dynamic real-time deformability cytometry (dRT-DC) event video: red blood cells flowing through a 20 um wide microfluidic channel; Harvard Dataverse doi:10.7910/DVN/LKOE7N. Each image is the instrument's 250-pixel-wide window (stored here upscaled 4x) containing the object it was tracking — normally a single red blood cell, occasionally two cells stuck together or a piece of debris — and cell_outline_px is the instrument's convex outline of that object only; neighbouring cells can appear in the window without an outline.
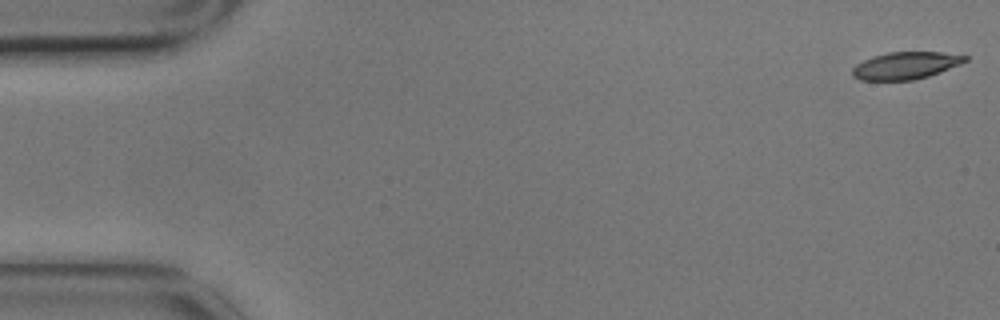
{"species": "common noctule bat (a hibernating species)", "species_latin": "Nyctalus noctula", "temperature_condition": "cold", "stored_images_in_passage": 12, "camera_frame_rate_fps": 3000, "um_per_image_px": 0.085, "animal": {"sex": "male", "body_mass_g": 17.9}, "frame": {"image": 1, "passage_image": 1, "time_ms": 0.0, "image_size_px": [1000, 320], "cell_outline_px": [[968, 60], [960, 64], [940, 72], [928, 76], [912, 80], [860, 80], [852, 76], [852, 68], [856, 64], [872, 56], [888, 52], [940, 52], [968, 56]], "centroid_in_image_um": [76.96, 5.57], "position_along_channel_um": 8.0, "area_um2": 17.86}}
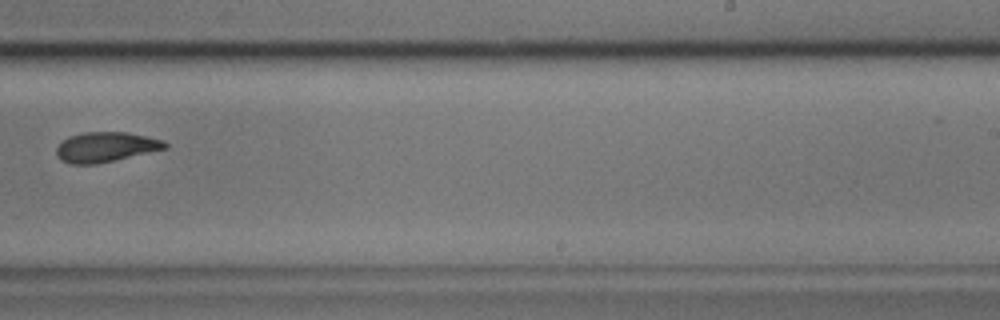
{"frame": {"image": 2, "passage_image": 10, "time_ms": 3.0, "image_size_px": [1000, 320], "cell_outline_px": [[168, 148], [96, 164], [72, 164], [60, 160], [56, 156], [56, 148], [68, 136], [80, 132], [128, 132], [164, 140], [168, 144]], "centroid_in_image_um": [8.98, 12.49], "position_along_channel_um": 280.0, "area_um2": 19.02}}